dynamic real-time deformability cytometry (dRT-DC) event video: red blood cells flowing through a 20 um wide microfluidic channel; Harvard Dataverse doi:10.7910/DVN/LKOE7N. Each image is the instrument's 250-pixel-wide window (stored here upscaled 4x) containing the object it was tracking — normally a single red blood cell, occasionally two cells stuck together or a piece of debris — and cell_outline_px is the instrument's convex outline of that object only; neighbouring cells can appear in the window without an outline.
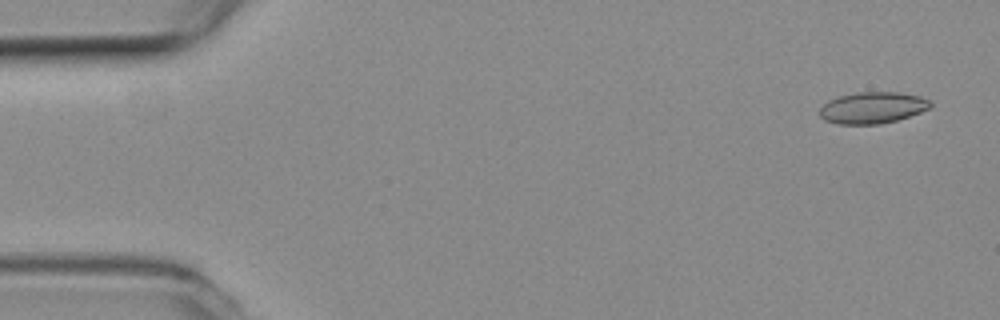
{"species": "common noctule bat (a hibernating species)", "species_latin": "Nyctalus noctula", "temperature_condition": "room temperature", "stored_images_in_passage": 6, "camera_frame_rate_fps": 3000, "um_per_image_px": 0.085, "animal": {"sex": "female", "body_mass_g": 19.3, "forearm_length_mm": 54.1}, "frame": {"image": 1, "passage_image": 1, "time_ms": 0.0, "image_size_px": [1000, 320], "cell_outline_px": [[932, 108], [896, 120], [880, 124], [836, 124], [824, 120], [820, 116], [820, 108], [828, 100], [840, 96], [856, 92], [896, 92], [920, 96], [928, 100], [932, 104]], "centroid_in_image_um": [74.15, 9.16], "position_along_channel_um": 10.8, "area_um2": 20.29}}
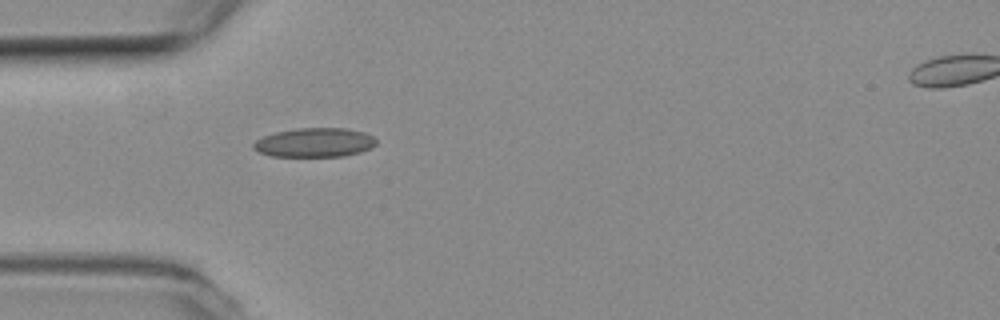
{"frame": {"image": 2, "passage_image": 5, "time_ms": 1.333, "image_size_px": [1000, 320], "cell_outline_px": [[376, 144], [372, 148], [360, 152], [344, 156], [272, 156], [260, 152], [252, 148], [252, 144], [256, 140], [264, 136], [276, 132], [296, 128], [348, 128], [364, 132], [372, 136], [376, 140]], "centroid_in_image_um": [26.76, 12.11], "position_along_channel_um": 58.2, "area_um2": 20.87}}